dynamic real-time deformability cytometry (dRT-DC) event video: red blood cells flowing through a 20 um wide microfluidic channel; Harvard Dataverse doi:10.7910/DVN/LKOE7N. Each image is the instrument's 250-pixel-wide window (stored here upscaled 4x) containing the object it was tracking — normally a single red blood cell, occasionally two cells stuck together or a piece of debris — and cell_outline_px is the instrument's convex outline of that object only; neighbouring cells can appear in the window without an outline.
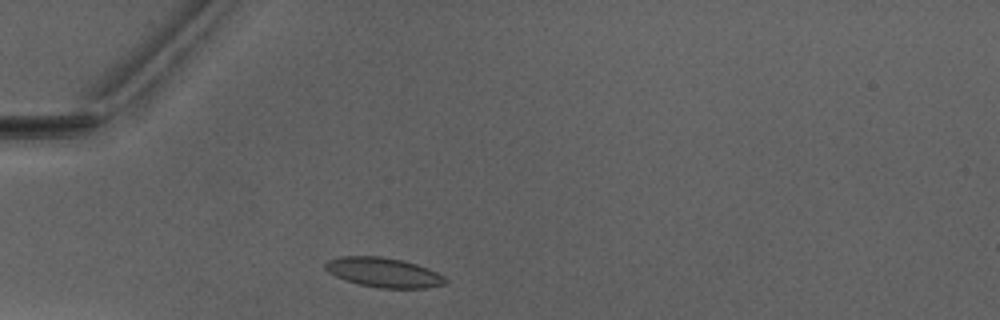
{"species": "Egyptian fruit bat (a non-hibernating species)", "species_latin": "Rousettus aegyptiacus", "temperature_condition": "warm", "stored_images_in_passage": 27, "camera_frame_rate_fps": 3000, "um_per_image_px": 0.085, "animal": {"sex": "male"}, "frame": {"image": 1, "passage_image": 1, "time_ms": 0.0, "image_size_px": [1000, 320], "cell_outline_px": [[448, 284], [424, 288], [380, 288], [360, 284], [344, 280], [328, 272], [324, 268], [324, 264], [328, 260], [340, 256], [380, 256], [404, 260], [416, 264], [436, 272], [444, 276], [448, 280]], "centroid_in_image_um": [32.61, 23.15], "position_along_channel_um": 52.4, "area_um2": 20.81}}
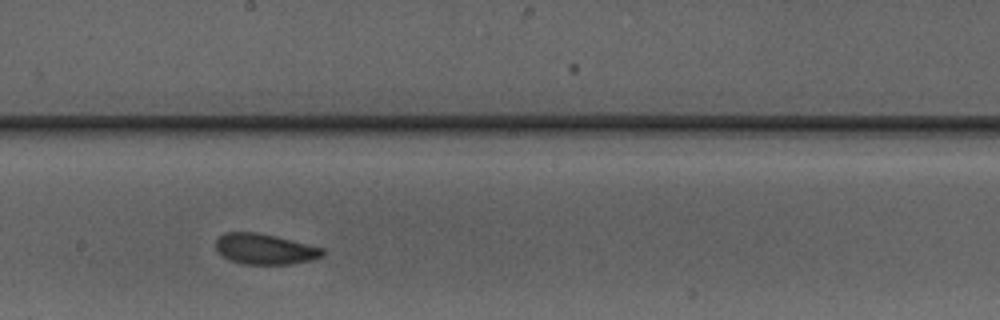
{"frame": {"image": 2, "passage_image": 15, "time_ms": 4.667, "image_size_px": [1000, 320], "cell_outline_px": [[324, 252], [320, 256], [312, 260], [288, 264], [244, 264], [228, 260], [220, 256], [216, 252], [216, 240], [224, 232], [256, 232], [324, 248]], "centroid_in_image_um": [22.44, 21.18], "position_along_channel_um": 225.8, "area_um2": 18.96}}
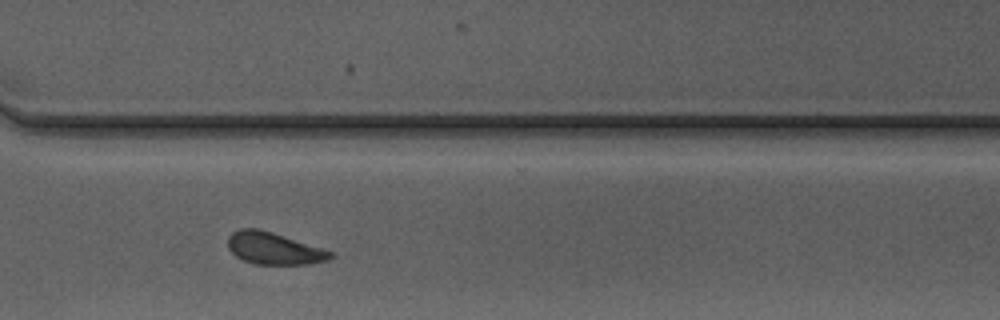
{"frame": {"image": 3, "passage_image": 24, "time_ms": 7.667, "image_size_px": [1000, 320], "cell_outline_px": [[332, 256], [328, 260], [308, 264], [256, 264], [244, 260], [236, 256], [228, 248], [228, 236], [232, 232], [240, 228], [260, 228], [332, 252]], "centroid_in_image_um": [23.22, 21.11], "position_along_channel_um": 347.4, "area_um2": 18.84}, "authors_computed_cell_mechanics": {"area_um2": 19.363, "velocity_mm_per_s": 4.0528, "shape_relaxation_time_tau1_ms": 5.4465, "shape_relaxation_time_tau2_ms": 2.1492, "deformation_change_tau1": 0.1264, "deformation_change_tau2": 0.0833}}